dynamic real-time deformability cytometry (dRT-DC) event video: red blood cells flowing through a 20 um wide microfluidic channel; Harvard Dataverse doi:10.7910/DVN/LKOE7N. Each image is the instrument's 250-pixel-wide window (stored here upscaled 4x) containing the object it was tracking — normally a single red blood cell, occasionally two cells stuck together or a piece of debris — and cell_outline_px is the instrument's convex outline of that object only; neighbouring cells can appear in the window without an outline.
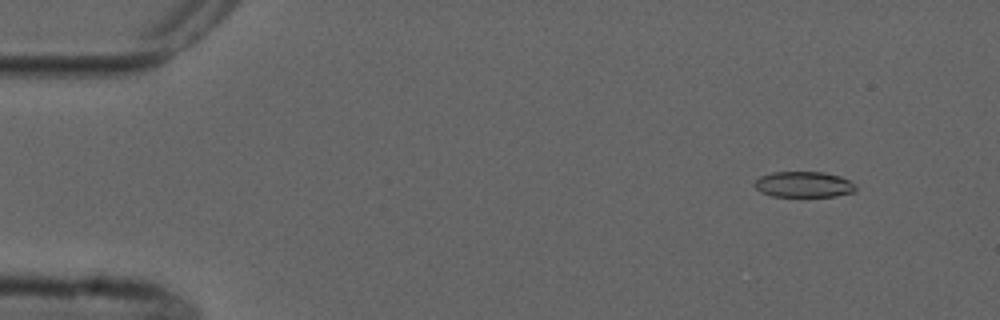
{"species": "common noctule bat (a hibernating species)", "species_latin": "Nyctalus noctula", "temperature_condition": "cold", "stored_images_in_passage": 5, "camera_frame_rate_fps": 3000, "um_per_image_px": 0.085, "animal": {"sex": "male", "forearm_length_mm": 52.5}, "frame": {"image": 1, "passage_image": 2, "time_ms": 1.333, "image_size_px": [1000, 320], "cell_outline_px": [[856, 192], [836, 196], [772, 196], [760, 192], [752, 184], [760, 176], [772, 172], [824, 172], [840, 176], [856, 184]], "centroid_in_image_um": [68.32, 15.68], "position_along_channel_um": 16.7, "area_um2": 15.32}}
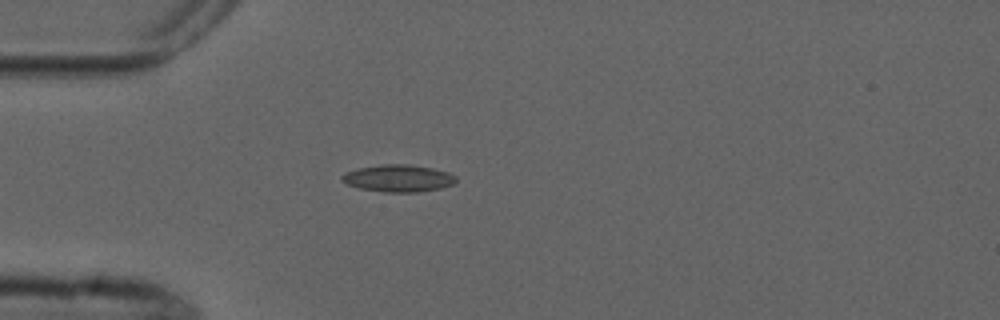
{"frame": {"image": 2, "passage_image": 5, "time_ms": 4.667, "image_size_px": [1000, 320], "cell_outline_px": [[456, 180], [452, 184], [440, 188], [416, 192], [384, 192], [360, 188], [348, 184], [340, 180], [340, 176], [344, 172], [356, 168], [384, 164], [408, 164], [432, 168], [448, 172], [456, 176]], "centroid_in_image_um": [33.81, 15.14], "position_along_channel_um": 51.2, "area_um2": 18.03}}